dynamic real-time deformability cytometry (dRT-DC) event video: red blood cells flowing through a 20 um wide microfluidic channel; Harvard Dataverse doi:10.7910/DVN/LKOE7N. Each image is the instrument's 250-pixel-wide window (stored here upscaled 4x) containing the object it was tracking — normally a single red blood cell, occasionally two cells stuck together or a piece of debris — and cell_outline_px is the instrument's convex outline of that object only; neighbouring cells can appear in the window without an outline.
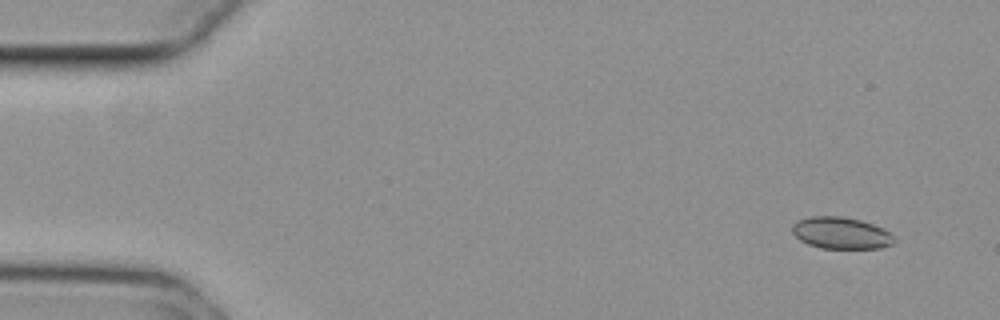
{"species": "common noctule bat (a hibernating species)", "species_latin": "Nyctalus noctula", "temperature_condition": "cold", "stored_images_in_passage": 52, "camera_frame_rate_fps": 3000, "um_per_image_px": 0.085, "animal": {"sex": "female", "body_mass_g": 29.2, "forearm_length_mm": 56.3}, "frame": {"image": 1, "passage_image": 1, "time_ms": 0.0, "image_size_px": [1000, 320], "cell_outline_px": [[896, 240], [892, 244], [880, 248], [820, 248], [808, 244], [800, 240], [792, 232], [792, 224], [796, 220], [808, 216], [840, 216], [860, 220], [884, 228], [896, 236]], "centroid_in_image_um": [71.49, 19.8], "position_along_channel_um": 13.5, "area_um2": 19.07}}
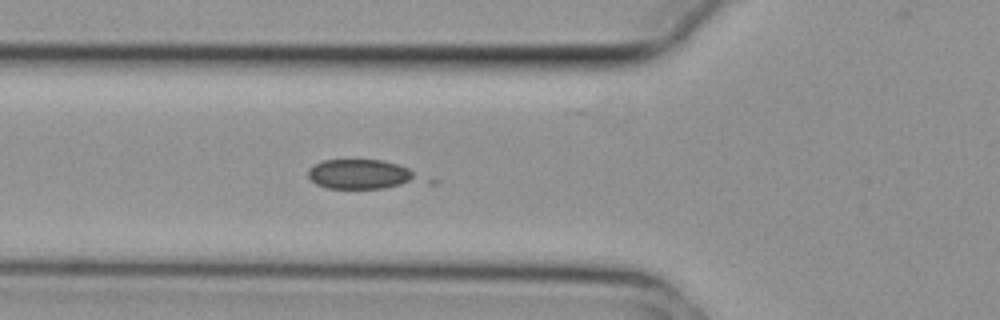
{"frame": {"image": 2, "passage_image": 17, "time_ms": 5.333, "image_size_px": [1000, 320], "cell_outline_px": [[412, 176], [408, 180], [400, 184], [384, 188], [328, 188], [316, 184], [308, 176], [308, 168], [324, 160], [380, 160], [396, 164], [408, 168], [412, 172]], "centroid_in_image_um": [30.46, 14.79], "position_along_channel_um": 95.3, "area_um2": 18.03}}
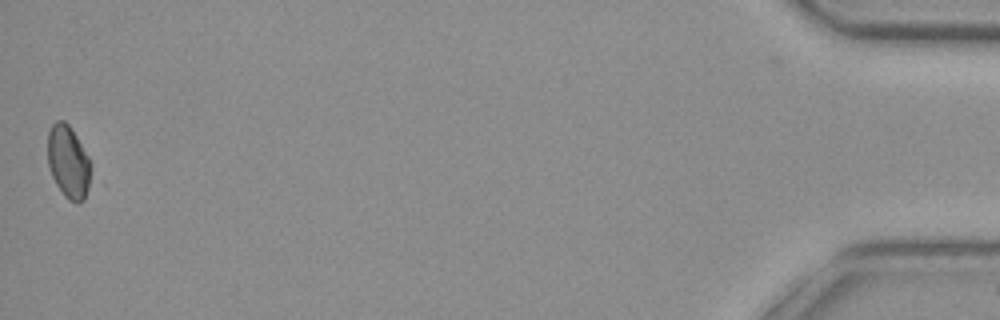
{"frame": {"image": 3, "passage_image": 52, "time_ms": 17.0, "image_size_px": [1000, 320], "cell_outline_px": [[92, 168], [88, 188], [84, 200], [80, 204], [76, 204], [68, 200], [64, 196], [56, 184], [52, 176], [48, 164], [48, 132], [52, 124], [56, 120], [64, 120], [68, 124], [76, 136], [88, 156], [92, 164]], "centroid_in_image_um": [5.82, 13.79], "position_along_channel_um": 429.4, "area_um2": 18.5}}